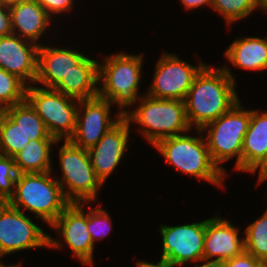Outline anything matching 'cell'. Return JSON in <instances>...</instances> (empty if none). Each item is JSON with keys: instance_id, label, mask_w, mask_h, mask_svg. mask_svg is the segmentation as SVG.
<instances>
[{"instance_id": "obj_1", "label": "cell", "mask_w": 267, "mask_h": 267, "mask_svg": "<svg viewBox=\"0 0 267 267\" xmlns=\"http://www.w3.org/2000/svg\"><path fill=\"white\" fill-rule=\"evenodd\" d=\"M235 83L227 66L217 69L206 64L195 76L184 100L190 127L202 129L240 101Z\"/></svg>"}, {"instance_id": "obj_2", "label": "cell", "mask_w": 267, "mask_h": 267, "mask_svg": "<svg viewBox=\"0 0 267 267\" xmlns=\"http://www.w3.org/2000/svg\"><path fill=\"white\" fill-rule=\"evenodd\" d=\"M140 103V104H139ZM133 111H127L123 117L131 125L140 126V133L153 146L161 139L177 136L191 131L183 100L159 99L142 95Z\"/></svg>"}, {"instance_id": "obj_3", "label": "cell", "mask_w": 267, "mask_h": 267, "mask_svg": "<svg viewBox=\"0 0 267 267\" xmlns=\"http://www.w3.org/2000/svg\"><path fill=\"white\" fill-rule=\"evenodd\" d=\"M51 172L18 174L14 194L7 201L16 209L35 213L49 226L71 204Z\"/></svg>"}, {"instance_id": "obj_4", "label": "cell", "mask_w": 267, "mask_h": 267, "mask_svg": "<svg viewBox=\"0 0 267 267\" xmlns=\"http://www.w3.org/2000/svg\"><path fill=\"white\" fill-rule=\"evenodd\" d=\"M143 56L120 52L104 58L98 64V96L118 106L119 112L124 115L140 99L139 83L143 64ZM139 95V97H138ZM132 105V106H131Z\"/></svg>"}, {"instance_id": "obj_5", "label": "cell", "mask_w": 267, "mask_h": 267, "mask_svg": "<svg viewBox=\"0 0 267 267\" xmlns=\"http://www.w3.org/2000/svg\"><path fill=\"white\" fill-rule=\"evenodd\" d=\"M204 136L181 134L159 140L154 147L163 155L166 163L178 171L224 187L226 174L213 162Z\"/></svg>"}, {"instance_id": "obj_6", "label": "cell", "mask_w": 267, "mask_h": 267, "mask_svg": "<svg viewBox=\"0 0 267 267\" xmlns=\"http://www.w3.org/2000/svg\"><path fill=\"white\" fill-rule=\"evenodd\" d=\"M250 118L251 110H244L238 101L228 112L196 131L199 134L206 131L205 140L211 158L224 173L226 171L221 167V163L235 157L237 158L234 169L242 171L243 142Z\"/></svg>"}, {"instance_id": "obj_7", "label": "cell", "mask_w": 267, "mask_h": 267, "mask_svg": "<svg viewBox=\"0 0 267 267\" xmlns=\"http://www.w3.org/2000/svg\"><path fill=\"white\" fill-rule=\"evenodd\" d=\"M58 151L62 177L56 180L67 200L70 203L96 201L97 192L103 183L92 167L88 151L69 140H65Z\"/></svg>"}, {"instance_id": "obj_8", "label": "cell", "mask_w": 267, "mask_h": 267, "mask_svg": "<svg viewBox=\"0 0 267 267\" xmlns=\"http://www.w3.org/2000/svg\"><path fill=\"white\" fill-rule=\"evenodd\" d=\"M25 99L42 119L51 137L57 141L70 140L76 128L78 99L53 88L33 85L27 86Z\"/></svg>"}, {"instance_id": "obj_9", "label": "cell", "mask_w": 267, "mask_h": 267, "mask_svg": "<svg viewBox=\"0 0 267 267\" xmlns=\"http://www.w3.org/2000/svg\"><path fill=\"white\" fill-rule=\"evenodd\" d=\"M63 242L53 239L32 222L23 211L6 203L0 209V258L13 252L34 248H61Z\"/></svg>"}, {"instance_id": "obj_10", "label": "cell", "mask_w": 267, "mask_h": 267, "mask_svg": "<svg viewBox=\"0 0 267 267\" xmlns=\"http://www.w3.org/2000/svg\"><path fill=\"white\" fill-rule=\"evenodd\" d=\"M205 65L200 59L196 67L177 55L164 52L157 60L153 81L146 94L159 99L184 101L195 76Z\"/></svg>"}, {"instance_id": "obj_11", "label": "cell", "mask_w": 267, "mask_h": 267, "mask_svg": "<svg viewBox=\"0 0 267 267\" xmlns=\"http://www.w3.org/2000/svg\"><path fill=\"white\" fill-rule=\"evenodd\" d=\"M163 252L159 263L181 266L203 260L205 220L178 226H160Z\"/></svg>"}, {"instance_id": "obj_12", "label": "cell", "mask_w": 267, "mask_h": 267, "mask_svg": "<svg viewBox=\"0 0 267 267\" xmlns=\"http://www.w3.org/2000/svg\"><path fill=\"white\" fill-rule=\"evenodd\" d=\"M112 105L110 101L99 96L79 100L76 128L69 141L85 150L95 146L104 134L123 117L120 112H117L116 120H112L110 115Z\"/></svg>"}, {"instance_id": "obj_13", "label": "cell", "mask_w": 267, "mask_h": 267, "mask_svg": "<svg viewBox=\"0 0 267 267\" xmlns=\"http://www.w3.org/2000/svg\"><path fill=\"white\" fill-rule=\"evenodd\" d=\"M86 203H71L50 225L59 236H62L72 254L86 266L93 265L94 243L87 230Z\"/></svg>"}, {"instance_id": "obj_14", "label": "cell", "mask_w": 267, "mask_h": 267, "mask_svg": "<svg viewBox=\"0 0 267 267\" xmlns=\"http://www.w3.org/2000/svg\"><path fill=\"white\" fill-rule=\"evenodd\" d=\"M130 126L129 122L122 117L95 146L87 150L92 167L103 184L115 171L129 147Z\"/></svg>"}, {"instance_id": "obj_15", "label": "cell", "mask_w": 267, "mask_h": 267, "mask_svg": "<svg viewBox=\"0 0 267 267\" xmlns=\"http://www.w3.org/2000/svg\"><path fill=\"white\" fill-rule=\"evenodd\" d=\"M39 45L41 43L35 44L14 34L0 37V67L16 75L27 86L35 83Z\"/></svg>"}, {"instance_id": "obj_16", "label": "cell", "mask_w": 267, "mask_h": 267, "mask_svg": "<svg viewBox=\"0 0 267 267\" xmlns=\"http://www.w3.org/2000/svg\"><path fill=\"white\" fill-rule=\"evenodd\" d=\"M217 216L205 220L203 259L224 262L245 251L244 237L230 221Z\"/></svg>"}, {"instance_id": "obj_17", "label": "cell", "mask_w": 267, "mask_h": 267, "mask_svg": "<svg viewBox=\"0 0 267 267\" xmlns=\"http://www.w3.org/2000/svg\"><path fill=\"white\" fill-rule=\"evenodd\" d=\"M86 55L76 50L39 45L38 75L35 82L44 88H54Z\"/></svg>"}, {"instance_id": "obj_18", "label": "cell", "mask_w": 267, "mask_h": 267, "mask_svg": "<svg viewBox=\"0 0 267 267\" xmlns=\"http://www.w3.org/2000/svg\"><path fill=\"white\" fill-rule=\"evenodd\" d=\"M12 32L25 40L37 41L48 30L52 18L37 0H21L9 5Z\"/></svg>"}, {"instance_id": "obj_19", "label": "cell", "mask_w": 267, "mask_h": 267, "mask_svg": "<svg viewBox=\"0 0 267 267\" xmlns=\"http://www.w3.org/2000/svg\"><path fill=\"white\" fill-rule=\"evenodd\" d=\"M98 64L97 60L86 56L53 89L78 100L97 97V85H100L98 84Z\"/></svg>"}, {"instance_id": "obj_20", "label": "cell", "mask_w": 267, "mask_h": 267, "mask_svg": "<svg viewBox=\"0 0 267 267\" xmlns=\"http://www.w3.org/2000/svg\"><path fill=\"white\" fill-rule=\"evenodd\" d=\"M225 58L240 69L267 70V37H239L227 47Z\"/></svg>"}, {"instance_id": "obj_21", "label": "cell", "mask_w": 267, "mask_h": 267, "mask_svg": "<svg viewBox=\"0 0 267 267\" xmlns=\"http://www.w3.org/2000/svg\"><path fill=\"white\" fill-rule=\"evenodd\" d=\"M260 112L251 110L242 149L243 172H250L264 158L267 149V111Z\"/></svg>"}, {"instance_id": "obj_22", "label": "cell", "mask_w": 267, "mask_h": 267, "mask_svg": "<svg viewBox=\"0 0 267 267\" xmlns=\"http://www.w3.org/2000/svg\"><path fill=\"white\" fill-rule=\"evenodd\" d=\"M59 141L56 139L30 140L13 158L18 174L44 173L53 171L51 166L52 146Z\"/></svg>"}, {"instance_id": "obj_23", "label": "cell", "mask_w": 267, "mask_h": 267, "mask_svg": "<svg viewBox=\"0 0 267 267\" xmlns=\"http://www.w3.org/2000/svg\"><path fill=\"white\" fill-rule=\"evenodd\" d=\"M3 112L20 125L30 140L55 139L50 136L44 122L26 99Z\"/></svg>"}, {"instance_id": "obj_24", "label": "cell", "mask_w": 267, "mask_h": 267, "mask_svg": "<svg viewBox=\"0 0 267 267\" xmlns=\"http://www.w3.org/2000/svg\"><path fill=\"white\" fill-rule=\"evenodd\" d=\"M29 141L20 125L0 111V154L14 157Z\"/></svg>"}, {"instance_id": "obj_25", "label": "cell", "mask_w": 267, "mask_h": 267, "mask_svg": "<svg viewBox=\"0 0 267 267\" xmlns=\"http://www.w3.org/2000/svg\"><path fill=\"white\" fill-rule=\"evenodd\" d=\"M244 233L245 252L267 265V210Z\"/></svg>"}, {"instance_id": "obj_26", "label": "cell", "mask_w": 267, "mask_h": 267, "mask_svg": "<svg viewBox=\"0 0 267 267\" xmlns=\"http://www.w3.org/2000/svg\"><path fill=\"white\" fill-rule=\"evenodd\" d=\"M27 85L0 67V111L25 100Z\"/></svg>"}, {"instance_id": "obj_27", "label": "cell", "mask_w": 267, "mask_h": 267, "mask_svg": "<svg viewBox=\"0 0 267 267\" xmlns=\"http://www.w3.org/2000/svg\"><path fill=\"white\" fill-rule=\"evenodd\" d=\"M212 9L224 17L227 25L250 16L257 8V0H212Z\"/></svg>"}, {"instance_id": "obj_28", "label": "cell", "mask_w": 267, "mask_h": 267, "mask_svg": "<svg viewBox=\"0 0 267 267\" xmlns=\"http://www.w3.org/2000/svg\"><path fill=\"white\" fill-rule=\"evenodd\" d=\"M111 222L109 213L100 207V203L98 207L87 211V230L93 243L110 234L113 227Z\"/></svg>"}, {"instance_id": "obj_29", "label": "cell", "mask_w": 267, "mask_h": 267, "mask_svg": "<svg viewBox=\"0 0 267 267\" xmlns=\"http://www.w3.org/2000/svg\"><path fill=\"white\" fill-rule=\"evenodd\" d=\"M17 176L14 158L0 154V199L8 201L14 194Z\"/></svg>"}, {"instance_id": "obj_30", "label": "cell", "mask_w": 267, "mask_h": 267, "mask_svg": "<svg viewBox=\"0 0 267 267\" xmlns=\"http://www.w3.org/2000/svg\"><path fill=\"white\" fill-rule=\"evenodd\" d=\"M48 15L53 18L56 14L66 13L73 8L74 0H37Z\"/></svg>"}, {"instance_id": "obj_31", "label": "cell", "mask_w": 267, "mask_h": 267, "mask_svg": "<svg viewBox=\"0 0 267 267\" xmlns=\"http://www.w3.org/2000/svg\"><path fill=\"white\" fill-rule=\"evenodd\" d=\"M223 267H267V265L244 251L241 255L225 260Z\"/></svg>"}, {"instance_id": "obj_32", "label": "cell", "mask_w": 267, "mask_h": 267, "mask_svg": "<svg viewBox=\"0 0 267 267\" xmlns=\"http://www.w3.org/2000/svg\"><path fill=\"white\" fill-rule=\"evenodd\" d=\"M13 34L9 5L0 2V37Z\"/></svg>"}, {"instance_id": "obj_33", "label": "cell", "mask_w": 267, "mask_h": 267, "mask_svg": "<svg viewBox=\"0 0 267 267\" xmlns=\"http://www.w3.org/2000/svg\"><path fill=\"white\" fill-rule=\"evenodd\" d=\"M256 171H259L258 184L264 183L267 180V149L264 158L249 173L255 174L257 173Z\"/></svg>"}, {"instance_id": "obj_34", "label": "cell", "mask_w": 267, "mask_h": 267, "mask_svg": "<svg viewBox=\"0 0 267 267\" xmlns=\"http://www.w3.org/2000/svg\"><path fill=\"white\" fill-rule=\"evenodd\" d=\"M184 5V9L193 10L195 8L201 7V6H212V0H180Z\"/></svg>"}, {"instance_id": "obj_35", "label": "cell", "mask_w": 267, "mask_h": 267, "mask_svg": "<svg viewBox=\"0 0 267 267\" xmlns=\"http://www.w3.org/2000/svg\"><path fill=\"white\" fill-rule=\"evenodd\" d=\"M202 261L205 263H202ZM201 263L202 265L197 264V265H194L193 267H223V262H220V261L203 259L201 260Z\"/></svg>"}, {"instance_id": "obj_36", "label": "cell", "mask_w": 267, "mask_h": 267, "mask_svg": "<svg viewBox=\"0 0 267 267\" xmlns=\"http://www.w3.org/2000/svg\"><path fill=\"white\" fill-rule=\"evenodd\" d=\"M137 267H173V266L164 265L159 262L157 264H153V263H149V262L141 260L137 262Z\"/></svg>"}, {"instance_id": "obj_37", "label": "cell", "mask_w": 267, "mask_h": 267, "mask_svg": "<svg viewBox=\"0 0 267 267\" xmlns=\"http://www.w3.org/2000/svg\"><path fill=\"white\" fill-rule=\"evenodd\" d=\"M257 3L260 5L261 10H264L267 7V0H257Z\"/></svg>"}, {"instance_id": "obj_38", "label": "cell", "mask_w": 267, "mask_h": 267, "mask_svg": "<svg viewBox=\"0 0 267 267\" xmlns=\"http://www.w3.org/2000/svg\"><path fill=\"white\" fill-rule=\"evenodd\" d=\"M21 0H1V3L7 4V5H11L13 3H17Z\"/></svg>"}, {"instance_id": "obj_39", "label": "cell", "mask_w": 267, "mask_h": 267, "mask_svg": "<svg viewBox=\"0 0 267 267\" xmlns=\"http://www.w3.org/2000/svg\"><path fill=\"white\" fill-rule=\"evenodd\" d=\"M20 263L18 264H15V265H3L2 262L0 261V267H21V265H19Z\"/></svg>"}, {"instance_id": "obj_40", "label": "cell", "mask_w": 267, "mask_h": 267, "mask_svg": "<svg viewBox=\"0 0 267 267\" xmlns=\"http://www.w3.org/2000/svg\"><path fill=\"white\" fill-rule=\"evenodd\" d=\"M7 203V201H4L0 199V209Z\"/></svg>"}]
</instances>
